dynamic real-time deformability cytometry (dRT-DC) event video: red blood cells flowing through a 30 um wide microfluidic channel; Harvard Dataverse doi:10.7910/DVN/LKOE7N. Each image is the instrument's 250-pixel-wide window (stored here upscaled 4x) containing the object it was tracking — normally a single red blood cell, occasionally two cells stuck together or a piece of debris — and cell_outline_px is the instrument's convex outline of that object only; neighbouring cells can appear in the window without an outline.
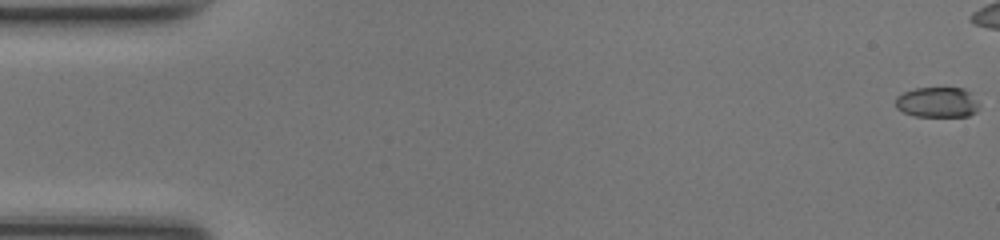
{"species": "common noctule bat (a hibernating species)", "species_latin": "Nyctalus noctula", "temperature_condition": "room temperature", "stored_images_in_passage": 41, "camera_frame_rate_fps": 3000, "um_per_image_px": 0.085, "animal": {"sex": "female", "body_mass_g": 17.0, "forearm_length_mm": 48.0}, "frame": {"image": 1, "passage_image": 1, "time_ms": 0.0, "image_size_px": [1000, 240], "cell_outline_px": [[980, 104], [976, 112], [968, 116], [912, 116], [896, 108], [896, 96], [904, 92], [916, 88], [964, 88]], "centroid_in_image_um": [79.66, 8.7], "position_along_channel_um": 5.3, "area_um2": 14.74}}
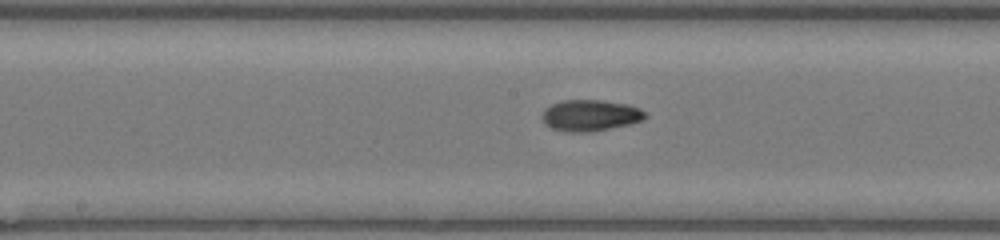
{"frame": {"image": 2, "passage_image": 26, "time_ms": 8.333, "image_size_px": [1000, 240], "cell_outline_px": [[648, 116], [644, 120], [628, 124], [592, 132], [568, 132], [552, 128], [544, 124], [540, 116], [544, 108], [552, 104], [564, 100], [604, 100], [628, 104], [640, 108]], "centroid_in_image_um": [50.16, 9.8], "position_along_channel_um": 198.0, "area_um2": 19.02}}
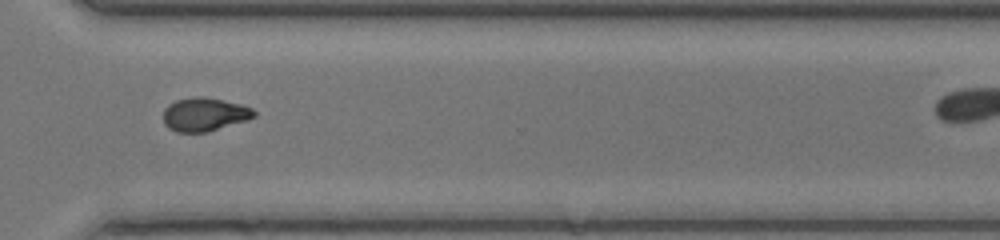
{"frame": {"image": 3, "passage_image": 37, "time_ms": 12.0, "image_size_px": [1000, 240], "cell_outline_px": [[256, 116], [248, 120], [208, 132], [176, 132], [168, 128], [164, 124], [164, 108], [168, 104], [176, 100], [196, 96], [204, 96], [240, 104], [252, 108], [256, 112]], "centroid_in_image_um": [17.38, 9.73], "position_along_channel_um": 353.2, "area_um2": 17.86}}